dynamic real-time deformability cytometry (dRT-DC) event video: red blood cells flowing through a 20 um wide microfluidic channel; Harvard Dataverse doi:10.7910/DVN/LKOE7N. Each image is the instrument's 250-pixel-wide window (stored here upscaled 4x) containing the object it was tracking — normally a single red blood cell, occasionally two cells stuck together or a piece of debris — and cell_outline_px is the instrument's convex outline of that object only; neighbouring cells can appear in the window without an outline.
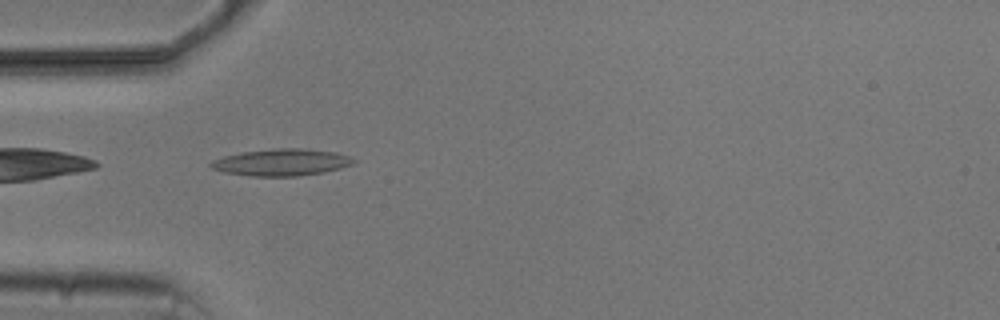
{"species": "common noctule bat (a hibernating species)", "species_latin": "Nyctalus noctula", "temperature_condition": "cold", "stored_images_in_passage": 4, "camera_frame_rate_fps": 3000, "um_per_image_px": 0.085, "animal": {"sex": "male", "body_mass_g": 20.5, "forearm_length_mm": 52.5}, "frame": {"image": 1, "passage_image": 4, "time_ms": 3.667, "image_size_px": [1000, 320], "cell_outline_px": [[356, 160], [352, 164], [340, 168], [324, 172], [296, 176], [252, 176], [224, 172], [212, 168], [208, 164], [212, 160], [224, 156], [244, 152], [272, 148], [308, 148], [336, 152], [348, 156]], "centroid_in_image_um": [23.93, 13.79], "position_along_channel_um": 61.1, "area_um2": 22.31}}